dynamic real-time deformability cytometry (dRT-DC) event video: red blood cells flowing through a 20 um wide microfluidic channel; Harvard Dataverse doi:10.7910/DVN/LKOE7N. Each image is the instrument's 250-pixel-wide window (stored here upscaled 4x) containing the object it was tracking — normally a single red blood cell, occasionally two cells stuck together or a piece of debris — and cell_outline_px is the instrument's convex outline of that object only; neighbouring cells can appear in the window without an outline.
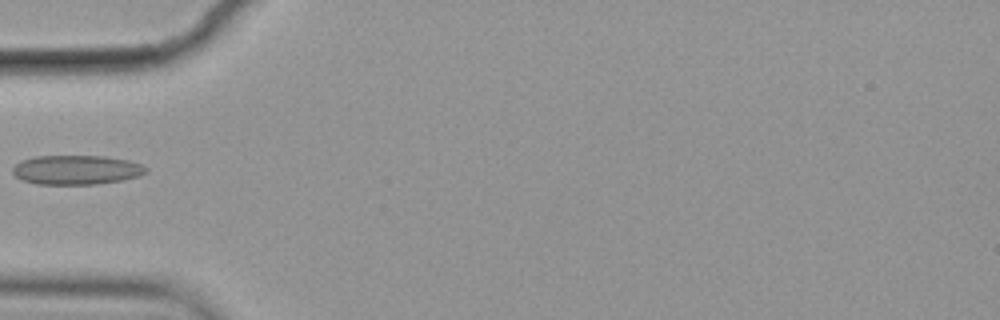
{"species": "common noctule bat (a hibernating species)", "species_latin": "Nyctalus noctula", "temperature_condition": "cold", "stored_images_in_passage": 5, "camera_frame_rate_fps": 3000, "um_per_image_px": 0.085, "animal": {"sex": "female", "body_mass_g": 19.9}, "frame": {"image": 1, "passage_image": 5, "time_ms": 1.333, "image_size_px": [1000, 320], "cell_outline_px": [[148, 172], [140, 176], [124, 180], [96, 184], [36, 184], [24, 180], [16, 176], [12, 172], [12, 168], [20, 160], [36, 156], [104, 156], [128, 160], [140, 164], [148, 168]], "centroid_in_image_um": [6.52, 14.44], "position_along_channel_um": 78.5, "area_um2": 22.89}}